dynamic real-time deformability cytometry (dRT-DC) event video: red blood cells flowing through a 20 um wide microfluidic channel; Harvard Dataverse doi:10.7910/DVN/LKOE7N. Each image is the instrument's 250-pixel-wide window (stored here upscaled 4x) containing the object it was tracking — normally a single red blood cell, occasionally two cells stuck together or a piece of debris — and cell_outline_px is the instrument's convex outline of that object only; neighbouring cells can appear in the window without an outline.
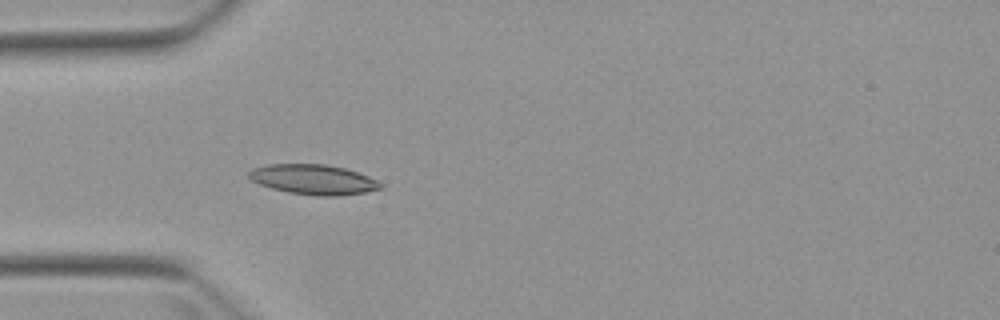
{"species": "Egyptian fruit bat (a non-hibernating species)", "species_latin": "Rousettus aegyptiacus", "temperature_condition": "warm", "stored_images_in_passage": 5, "camera_frame_rate_fps": 3000, "um_per_image_px": 0.085, "animal": {"sex": "female"}, "frame": {"image": 1, "passage_image": 5, "time_ms": 4.667, "image_size_px": [1000, 320], "cell_outline_px": [[384, 188], [364, 192], [340, 196], [316, 196], [288, 192], [272, 188], [260, 184], [252, 180], [248, 176], [248, 172], [252, 168], [268, 164], [324, 164], [344, 168], [368, 176], [376, 180]], "centroid_in_image_um": [26.62, 15.26], "position_along_channel_um": 58.4, "area_um2": 22.89}}